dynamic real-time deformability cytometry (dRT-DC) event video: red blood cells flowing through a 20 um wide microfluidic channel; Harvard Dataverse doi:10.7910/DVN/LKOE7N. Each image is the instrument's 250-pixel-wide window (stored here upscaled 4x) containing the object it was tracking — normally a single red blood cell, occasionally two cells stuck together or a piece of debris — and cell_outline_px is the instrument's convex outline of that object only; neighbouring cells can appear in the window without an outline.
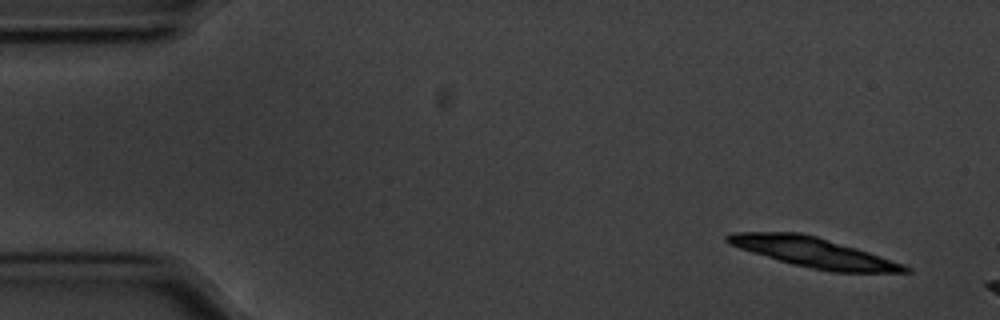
{"species": "common noctule bat (a hibernating species)", "species_latin": "Nyctalus noctula", "temperature_condition": "cold", "stored_images_in_passage": 7, "camera_frame_rate_fps": 3000, "um_per_image_px": 0.085, "animal": {"sex": "male", "body_mass_g": 20.1, "forearm_length_mm": 53.5}, "frame": {"image": 1, "passage_image": 1, "time_ms": 0.0, "image_size_px": [1000, 320], "cell_outline_px": [[912, 272], [832, 272], [792, 264], [752, 252], [728, 244], [724, 240], [724, 236], [732, 232], [800, 232], [816, 236], [856, 248], [904, 264], [912, 268]], "centroid_in_image_um": [69.12, 21.44], "position_along_channel_um": 15.9, "area_um2": 30.58}}